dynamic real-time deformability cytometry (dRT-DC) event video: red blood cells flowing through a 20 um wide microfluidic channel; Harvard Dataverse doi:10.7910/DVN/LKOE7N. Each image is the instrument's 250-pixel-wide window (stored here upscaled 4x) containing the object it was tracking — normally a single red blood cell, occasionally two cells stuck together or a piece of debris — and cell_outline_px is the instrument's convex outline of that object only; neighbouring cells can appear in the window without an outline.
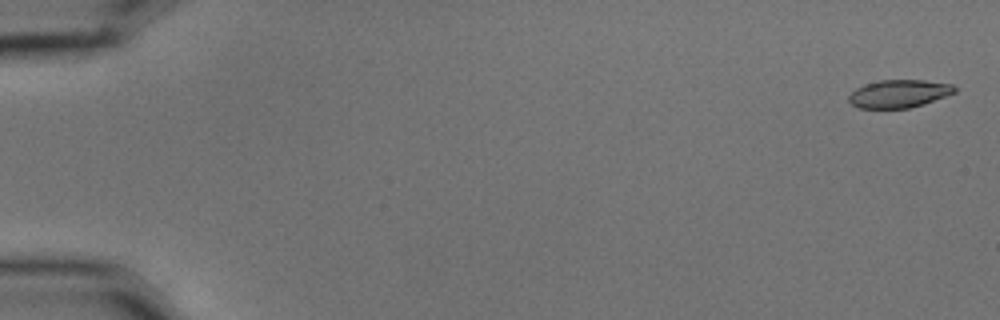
{"species": "common noctule bat (a hibernating species)", "species_latin": "Nyctalus noctula", "temperature_condition": "cold", "stored_images_in_passage": 6, "camera_frame_rate_fps": 3000, "um_per_image_px": 0.085, "animal": {"sex": "male", "body_mass_g": 15.6}, "frame": {"image": 1, "passage_image": 1, "time_ms": 0.0, "image_size_px": [1000, 320], "cell_outline_px": [[956, 92], [924, 104], [908, 108], [860, 108], [852, 104], [848, 100], [848, 96], [856, 88], [880, 80], [924, 80], [952, 84], [956, 88]], "centroid_in_image_um": [76.43, 7.96], "position_along_channel_um": 8.6, "area_um2": 17.05}}
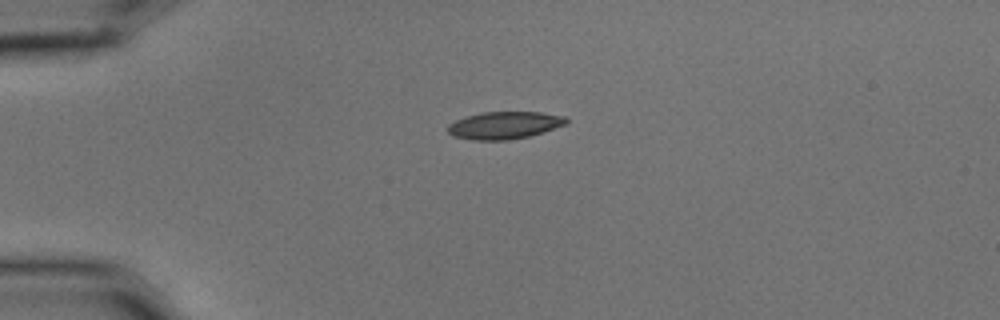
{"frame": {"image": 2, "passage_image": 4, "time_ms": 1.0, "image_size_px": [1000, 320], "cell_outline_px": [[568, 124], [544, 132], [528, 136], [508, 140], [472, 140], [452, 136], [448, 132], [448, 124], [464, 116], [480, 112], [540, 112], [564, 116], [568, 120]], "centroid_in_image_um": [42.87, 10.64], "position_along_channel_um": 42.1, "area_um2": 19.07}}
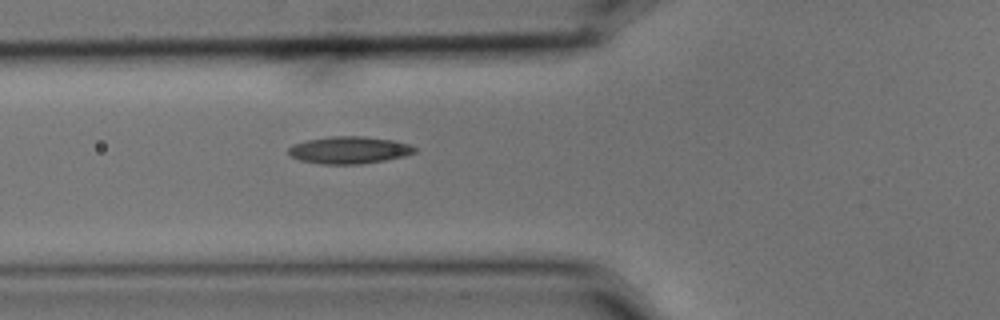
{"frame": {"image": 3, "passage_image": 6, "time_ms": 1.667, "image_size_px": [1000, 320], "cell_outline_px": [[416, 152], [404, 156], [384, 160], [360, 164], [320, 164], [300, 160], [292, 156], [288, 152], [288, 148], [292, 144], [308, 140], [328, 136], [364, 136], [392, 140], [408, 144], [416, 148]], "centroid_in_image_um": [29.66, 12.75], "position_along_channel_um": 96.1, "area_um2": 19.94}}